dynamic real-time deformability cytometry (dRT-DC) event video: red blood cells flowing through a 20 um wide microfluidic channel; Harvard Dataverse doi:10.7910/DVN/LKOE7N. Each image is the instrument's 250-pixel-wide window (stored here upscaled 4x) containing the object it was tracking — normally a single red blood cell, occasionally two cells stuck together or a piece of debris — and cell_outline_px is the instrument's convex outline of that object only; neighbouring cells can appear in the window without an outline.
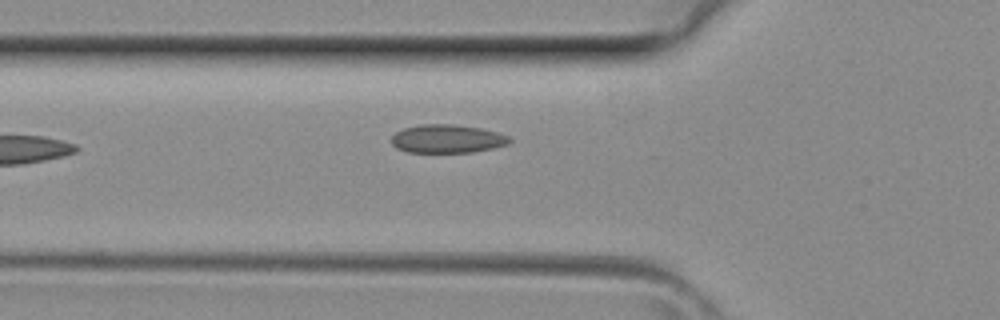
{"species": "common noctule bat (a hibernating species)", "species_latin": "Nyctalus noctula", "temperature_condition": "room temperature", "stored_images_in_passage": 5, "segment_of_instrument_passage": [1, 2], "camera_frame_rate_fps": 3000, "um_per_image_px": 0.085, "animal": {"sex": "female", "body_mass_g": 29.2, "forearm_length_mm": 56.3}, "frame": {"image": 1, "passage_image": 4, "time_ms": 1.0, "image_size_px": [1000, 320], "cell_outline_px": [[512, 140], [508, 144], [492, 148], [472, 152], [408, 152], [396, 148], [392, 144], [392, 136], [396, 132], [404, 128], [420, 124], [452, 124], [480, 128], [496, 132], [508, 136]], "centroid_in_image_um": [38.0, 11.79], "position_along_channel_um": 87.8, "area_um2": 19.42}}